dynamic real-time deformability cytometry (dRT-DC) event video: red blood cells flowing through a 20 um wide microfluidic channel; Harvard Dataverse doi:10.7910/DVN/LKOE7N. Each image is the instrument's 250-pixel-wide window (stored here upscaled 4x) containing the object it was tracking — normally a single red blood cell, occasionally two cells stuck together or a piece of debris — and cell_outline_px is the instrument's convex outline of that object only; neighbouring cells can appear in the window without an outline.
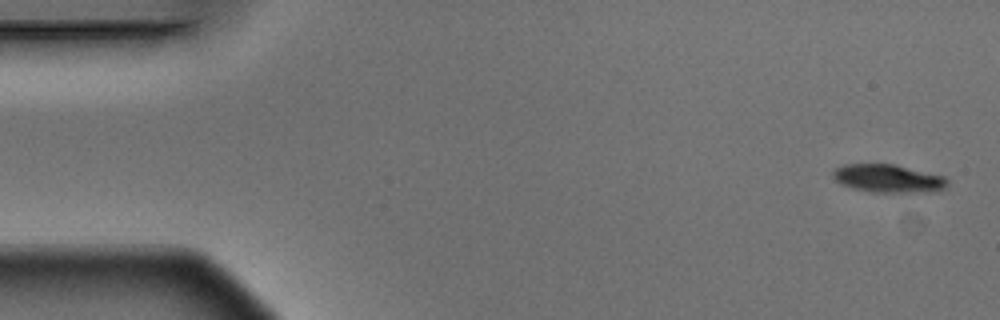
{"species": "Egyptian fruit bat (a non-hibernating species)", "species_latin": "Rousettus aegyptiacus", "temperature_condition": "warm", "stored_images_in_passage": 4, "camera_frame_rate_fps": 3000, "um_per_image_px": 0.085, "animal": {"sex": "male"}, "frame": {"image": 1, "passage_image": 1, "time_ms": 0.0, "image_size_px": [1000, 320], "cell_outline_px": [[948, 184], [944, 188], [936, 192], [872, 192], [852, 188], [840, 184], [832, 176], [832, 172], [836, 168], [844, 164], [896, 164], [944, 176], [948, 180]], "centroid_in_image_um": [75.51, 15.17], "position_along_channel_um": 9.5, "area_um2": 18.9}}
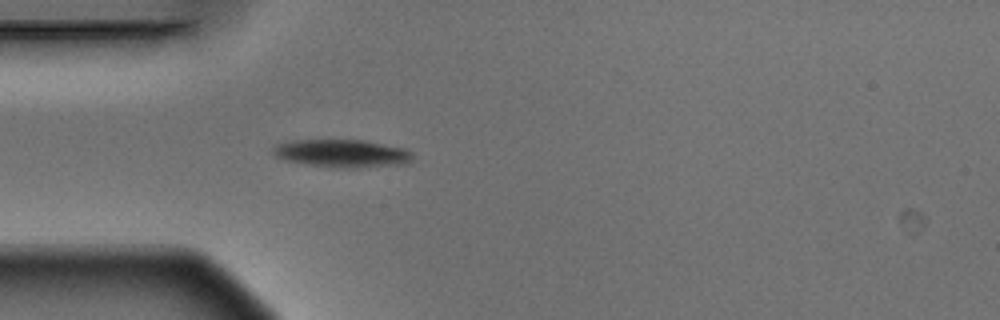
{"frame": {"image": 2, "passage_image": 4, "time_ms": 1.0, "image_size_px": [1000, 320], "cell_outline_px": [[412, 160], [404, 164], [356, 168], [332, 168], [284, 160], [276, 156], [272, 152], [272, 148], [276, 144], [296, 140], [364, 140], [404, 148], [412, 152]], "centroid_in_image_um": [29.07, 13.04], "position_along_channel_um": 55.9, "area_um2": 22.72}}